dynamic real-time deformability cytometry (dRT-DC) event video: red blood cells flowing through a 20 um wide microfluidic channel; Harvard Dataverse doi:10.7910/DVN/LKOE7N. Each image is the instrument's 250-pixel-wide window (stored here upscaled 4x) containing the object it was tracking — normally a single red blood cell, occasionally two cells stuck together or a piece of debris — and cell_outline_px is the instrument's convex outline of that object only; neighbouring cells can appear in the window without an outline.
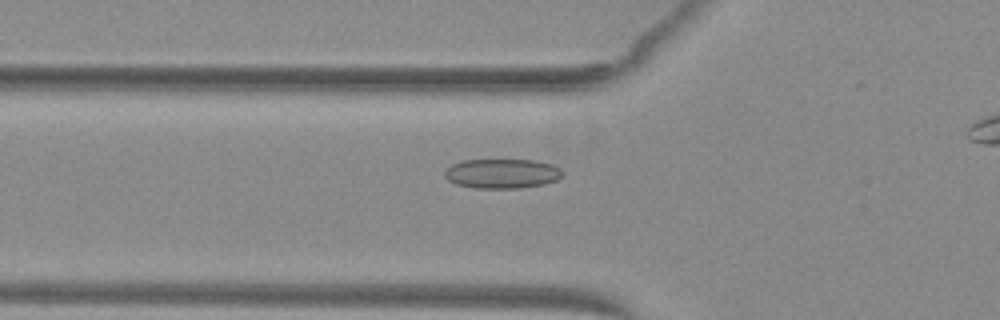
{"species": "common noctule bat (a hibernating species)", "species_latin": "Nyctalus noctula", "temperature_condition": "warm", "stored_images_in_passage": 31, "camera_frame_rate_fps": 3000, "um_per_image_px": 0.085, "animal": {"sex": "female", "body_mass_g": 29.2, "forearm_length_mm": 56.3}, "frame": {"image": 1, "passage_image": 4, "time_ms": 1.0, "image_size_px": [1000, 320], "cell_outline_px": [[564, 172], [556, 180], [544, 184], [520, 188], [476, 188], [456, 184], [448, 180], [444, 176], [444, 172], [452, 164], [464, 160], [536, 160], [552, 164], [560, 168]], "centroid_in_image_um": [42.68, 14.75], "position_along_channel_um": 83.1, "area_um2": 20.29}}
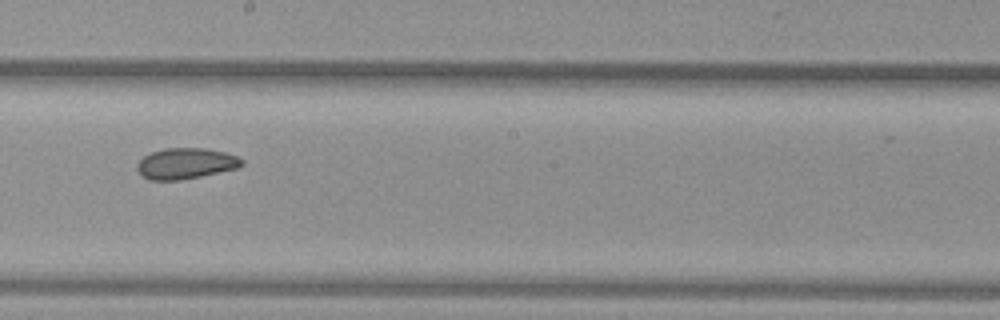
{"frame": {"image": 2, "passage_image": 15, "time_ms": 4.667, "image_size_px": [1000, 320], "cell_outline_px": [[244, 164], [236, 168], [200, 176], [180, 180], [148, 180], [140, 176], [136, 168], [136, 164], [144, 156], [152, 152], [164, 148], [204, 148], [224, 152], [236, 156], [244, 160]], "centroid_in_image_um": [15.74, 13.9], "position_along_channel_um": 232.5, "area_um2": 18.84}}
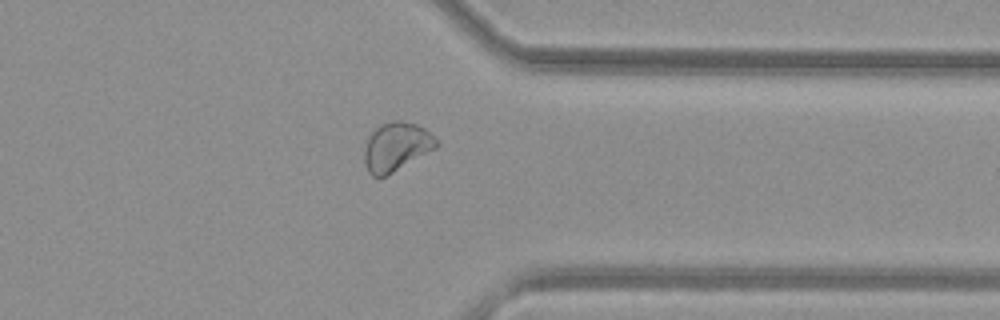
{"frame": {"image": 3, "passage_image": 26, "time_ms": 8.333, "image_size_px": [1000, 320], "cell_outline_px": [[440, 144], [436, 148], [392, 172], [384, 176], [372, 176], [368, 172], [364, 164], [364, 148], [368, 136], [380, 124], [392, 120], [400, 120], [416, 124], [424, 128]], "centroid_in_image_um": [33.65, 12.45], "position_along_channel_um": 377.7, "area_um2": 20.29}}